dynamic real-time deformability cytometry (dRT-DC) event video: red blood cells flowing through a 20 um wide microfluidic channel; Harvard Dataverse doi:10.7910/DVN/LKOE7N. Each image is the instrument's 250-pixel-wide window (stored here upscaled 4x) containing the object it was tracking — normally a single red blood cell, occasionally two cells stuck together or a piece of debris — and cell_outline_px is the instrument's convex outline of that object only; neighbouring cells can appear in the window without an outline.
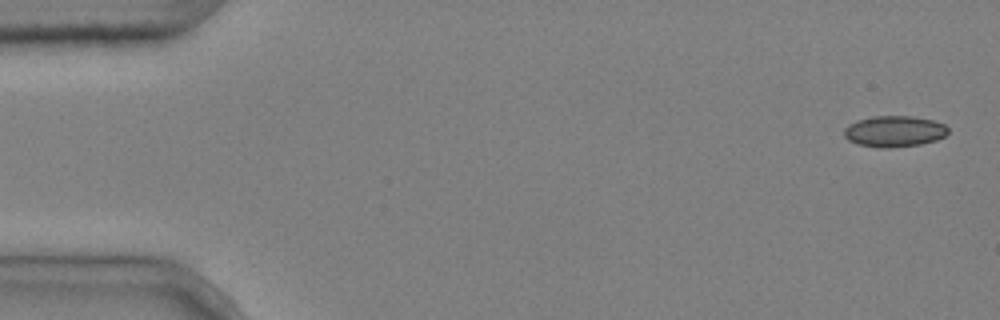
{"species": "common noctule bat (a hibernating species)", "species_latin": "Nyctalus noctula", "temperature_condition": "cold", "stored_images_in_passage": 4, "camera_frame_rate_fps": 3000, "um_per_image_px": 0.085, "animal": {"sex": "male", "body_mass_g": 20.4}, "frame": {"image": 1, "passage_image": 1, "time_ms": 0.0, "image_size_px": [1000, 320], "cell_outline_px": [[948, 132], [944, 136], [936, 140], [920, 144], [888, 148], [880, 148], [856, 144], [848, 140], [844, 136], [844, 128], [848, 124], [856, 120], [872, 116], [912, 116], [932, 120], [944, 124], [948, 128]], "centroid_in_image_um": [75.98, 11.16], "position_along_channel_um": 9.0, "area_um2": 18.96}}